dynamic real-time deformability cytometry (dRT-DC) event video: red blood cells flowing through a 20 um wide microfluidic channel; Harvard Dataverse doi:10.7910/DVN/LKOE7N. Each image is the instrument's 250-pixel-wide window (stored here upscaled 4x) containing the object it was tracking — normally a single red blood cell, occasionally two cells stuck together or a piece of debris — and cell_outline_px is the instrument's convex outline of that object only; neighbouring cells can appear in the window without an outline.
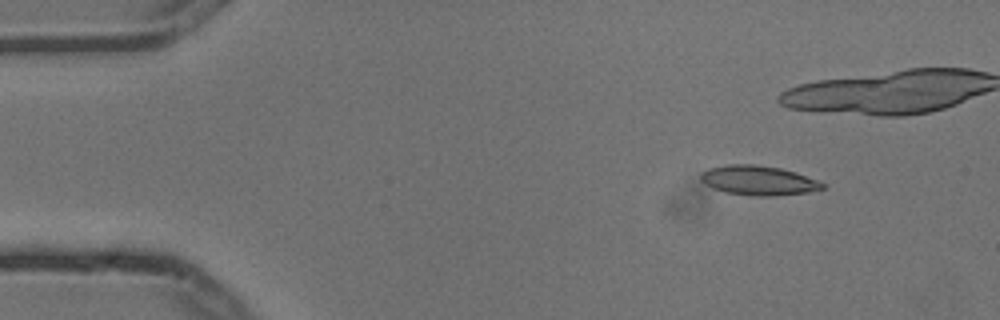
{"species": "common noctule bat (a hibernating species)", "species_latin": "Nyctalus noctula", "temperature_condition": "cold", "stored_images_in_passage": 9, "camera_frame_rate_fps": 3000, "um_per_image_px": 0.085, "animal": {"sex": "male", "body_mass_g": 13.3}, "frame": {"image": 1, "passage_image": 1, "time_ms": 0.0, "image_size_px": [1000, 320], "cell_outline_px": [[824, 188], [808, 192], [776, 196], [752, 196], [724, 192], [712, 188], [704, 184], [700, 180], [700, 172], [708, 168], [724, 164], [756, 164], [780, 168], [796, 172], [820, 180], [824, 184]], "centroid_in_image_um": [64.44, 15.33], "position_along_channel_um": 20.6, "area_um2": 21.39}}